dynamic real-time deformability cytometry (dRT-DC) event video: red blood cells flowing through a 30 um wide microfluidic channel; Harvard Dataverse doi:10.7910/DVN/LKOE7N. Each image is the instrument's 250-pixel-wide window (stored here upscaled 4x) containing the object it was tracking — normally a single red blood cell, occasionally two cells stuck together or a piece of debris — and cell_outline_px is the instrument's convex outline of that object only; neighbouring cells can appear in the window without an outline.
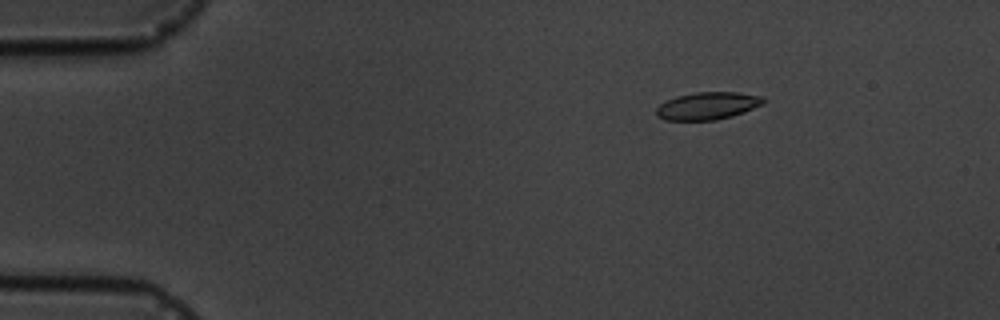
{"species": "common noctule bat (a hibernating species)", "species_latin": "Nyctalus noctula", "temperature_condition": "cold", "stored_images_in_passage": 6, "camera_frame_rate_fps": 3000, "um_per_image_px": 0.085, "animal": {"sex": "male", "body_mass_g": 19.5, "forearm_length_mm": 54.6}, "frame": {"image": 1, "passage_image": 3, "time_ms": 2.333, "image_size_px": [1000, 320], "cell_outline_px": [[764, 104], [744, 112], [732, 116], [716, 120], [664, 120], [656, 116], [656, 108], [660, 104], [676, 96], [696, 92], [736, 92], [764, 96]], "centroid_in_image_um": [60.15, 9.0], "position_along_channel_um": 24.8, "area_um2": 17.22}}
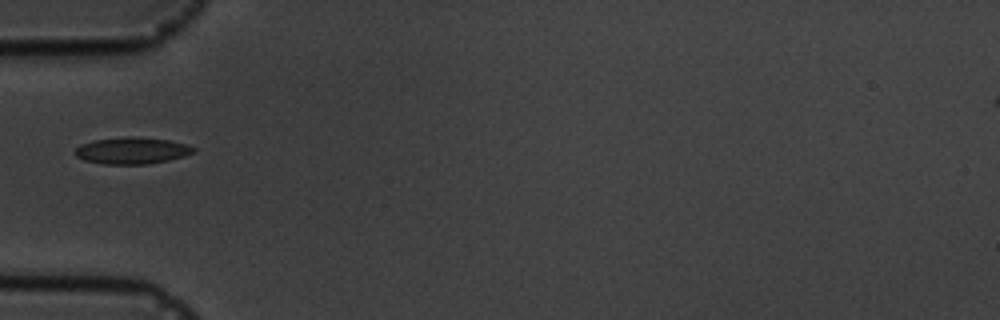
{"frame": {"image": 2, "passage_image": 6, "time_ms": 5.667, "image_size_px": [1000, 320], "cell_outline_px": [[196, 152], [184, 156], [168, 160], [148, 164], [100, 164], [84, 160], [76, 156], [76, 148], [80, 144], [92, 140], [168, 140], [184, 144], [196, 148]], "centroid_in_image_um": [11.21, 12.87], "position_along_channel_um": 73.8, "area_um2": 17.28}}